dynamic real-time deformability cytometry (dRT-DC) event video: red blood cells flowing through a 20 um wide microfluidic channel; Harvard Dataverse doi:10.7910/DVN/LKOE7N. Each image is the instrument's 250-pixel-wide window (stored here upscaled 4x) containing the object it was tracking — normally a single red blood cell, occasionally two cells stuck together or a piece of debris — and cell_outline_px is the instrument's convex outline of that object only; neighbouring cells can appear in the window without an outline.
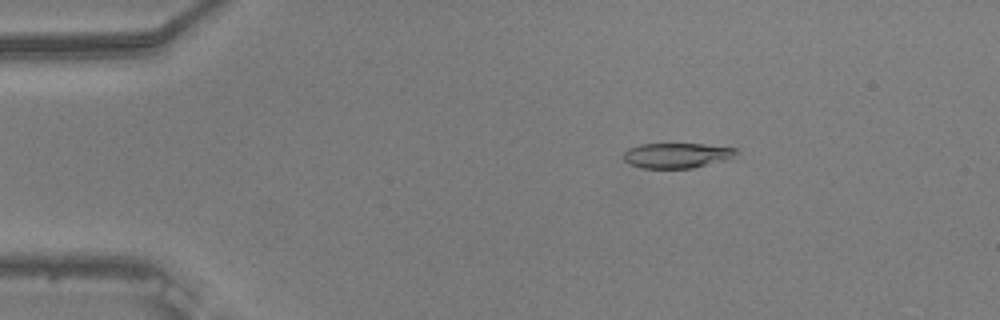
{"species": "common noctule bat (a hibernating species)", "species_latin": "Nyctalus noctula", "temperature_condition": "warm", "stored_images_in_passage": 17, "camera_frame_rate_fps": 3000, "um_per_image_px": 0.085, "animal": {"sex": "male", "body_mass_g": 20.5, "forearm_length_mm": 52.5}, "frame": {"image": 1, "passage_image": 10, "time_ms": 3.0, "image_size_px": [1000, 320], "cell_outline_px": [[736, 152], [728, 160], [692, 168], [644, 168], [628, 164], [624, 160], [624, 152], [628, 148], [640, 144], [704, 144], [736, 148]], "centroid_in_image_um": [57.51, 13.21], "position_along_channel_um": 27.5, "area_um2": 16.47}}